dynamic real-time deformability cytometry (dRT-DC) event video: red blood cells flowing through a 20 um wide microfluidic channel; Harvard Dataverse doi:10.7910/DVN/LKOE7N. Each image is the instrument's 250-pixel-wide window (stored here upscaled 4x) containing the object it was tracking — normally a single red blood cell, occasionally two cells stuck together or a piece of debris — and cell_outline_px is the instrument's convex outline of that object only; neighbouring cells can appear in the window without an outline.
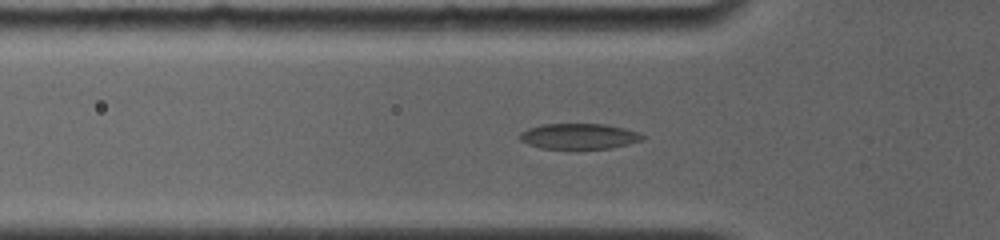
{"species": "common noctule bat (a hibernating species)", "species_latin": "Nyctalus noctula", "temperature_condition": "room temperature", "stored_images_in_passage": 13, "camera_frame_rate_fps": 4000, "um_per_image_px": 0.085, "animal": {"sex": "female", "body_mass_g": 19.0, "forearm_length_mm": 56.7}, "frame": {"image": 1, "passage_image": 10, "time_ms": 5.25, "image_size_px": [1000, 240], "cell_outline_px": [[644, 136], [640, 140], [628, 144], [612, 148], [540, 148], [528, 144], [520, 140], [516, 136], [520, 132], [528, 128], [540, 124], [604, 124], [624, 128], [640, 132]], "centroid_in_image_um": [49.16, 11.57], "position_along_channel_um": 76.6, "area_um2": 18.26}}
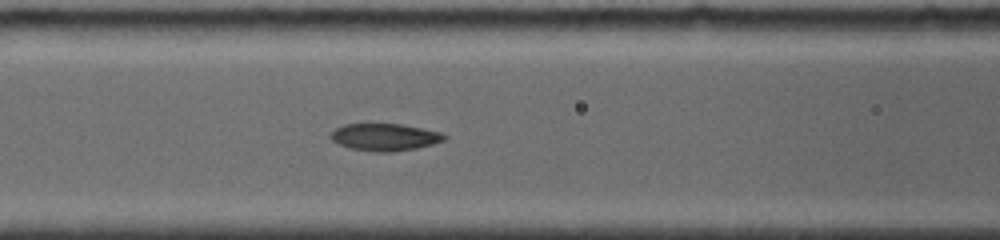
{"frame": {"image": 2, "passage_image": 13, "time_ms": 6.75, "image_size_px": [1000, 240], "cell_outline_px": [[448, 136], [444, 140], [432, 144], [416, 148], [392, 152], [372, 152], [348, 148], [332, 140], [328, 136], [336, 128], [344, 124], [400, 124], [440, 132]], "centroid_in_image_um": [32.67, 11.66], "position_along_channel_um": 133.9, "area_um2": 17.98}}